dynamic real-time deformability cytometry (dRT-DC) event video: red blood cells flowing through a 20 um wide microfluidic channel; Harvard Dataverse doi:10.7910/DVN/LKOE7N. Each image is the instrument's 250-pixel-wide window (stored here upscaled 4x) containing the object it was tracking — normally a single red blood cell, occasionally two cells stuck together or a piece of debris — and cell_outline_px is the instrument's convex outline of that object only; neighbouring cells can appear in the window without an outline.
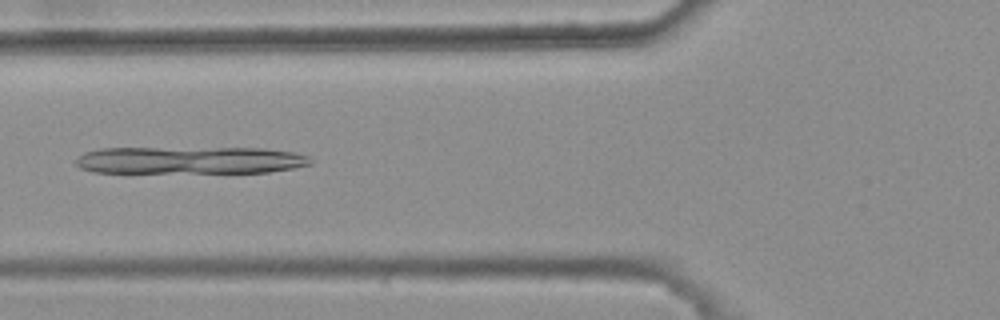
{"species": "common noctule bat (a hibernating species)", "species_latin": "Nyctalus noctula", "temperature_condition": "warm", "stored_images_in_passage": 46, "camera_frame_rate_fps": 3000, "um_per_image_px": 0.085, "animal": {"sex": "female", "body_mass_g": 25.1}, "frame": {"image": 1, "passage_image": 20, "time_ms": 6.333, "image_size_px": [1000, 320], "cell_outline_px": [[312, 164], [296, 168], [268, 172], [92, 172], [80, 168], [76, 164], [76, 160], [84, 152], [100, 148], [264, 148], [292, 152], [308, 156], [312, 160]], "centroid_in_image_um": [16.17, 13.61], "position_along_channel_um": 109.6, "area_um2": 37.4}}
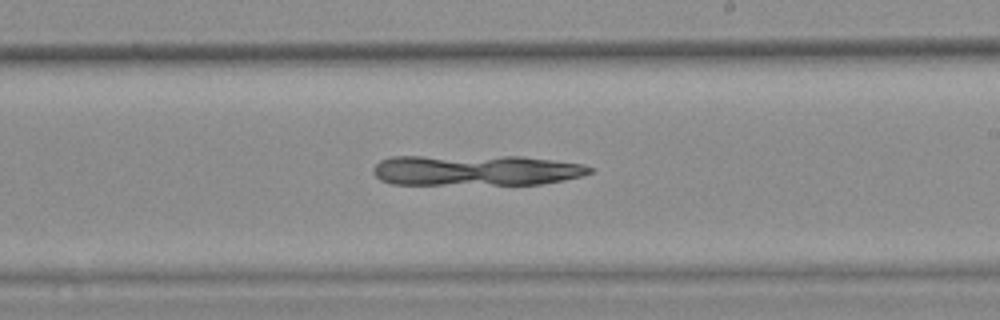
{"frame": {"image": 2, "passage_image": 31, "time_ms": 10.0, "image_size_px": [1000, 320], "cell_outline_px": [[592, 172], [580, 176], [564, 180], [540, 184], [392, 184], [380, 180], [372, 172], [372, 168], [380, 160], [392, 156], [520, 156], [584, 164], [592, 168]], "centroid_in_image_um": [40.41, 14.46], "position_along_channel_um": 248.6, "area_um2": 38.9}}
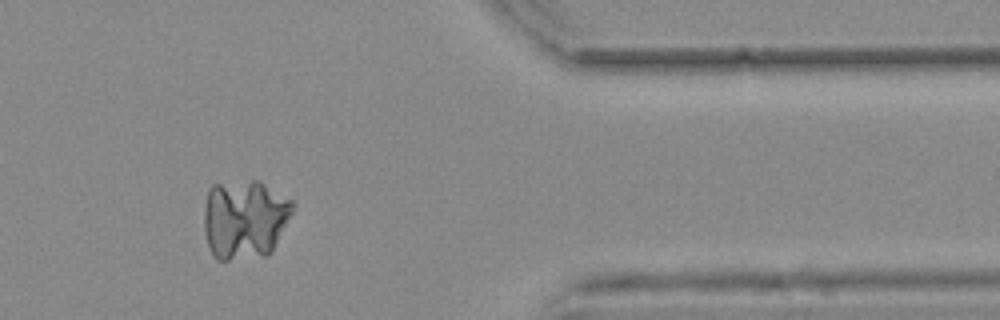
{"frame": {"image": 3, "passage_image": 44, "time_ms": 14.333, "image_size_px": [1000, 320], "cell_outline_px": [[296, 204], [272, 252], [264, 256], [228, 260], [216, 260], [212, 256], [204, 232], [204, 204], [208, 188], [212, 184], [252, 180], [260, 180], [292, 200]], "centroid_in_image_um": [20.78, 18.62], "position_along_channel_um": 390.6, "area_um2": 41.62}}